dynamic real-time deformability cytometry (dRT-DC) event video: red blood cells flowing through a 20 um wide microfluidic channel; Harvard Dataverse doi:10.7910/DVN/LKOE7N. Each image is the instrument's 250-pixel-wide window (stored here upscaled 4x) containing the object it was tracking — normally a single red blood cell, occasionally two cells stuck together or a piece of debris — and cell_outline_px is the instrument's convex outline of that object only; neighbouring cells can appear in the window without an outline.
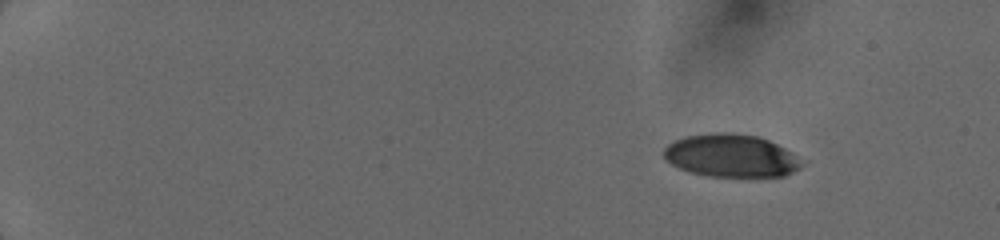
{"species": "human", "species_latin": "Homo sapiens", "temperature_condition": "cold", "stored_images_in_passage": 18, "camera_frame_rate_fps": 3000, "um_per_image_px": 0.085, "donor": {"sex": "female"}, "frame": {"image": 1, "passage_image": 1, "time_ms": 0.0, "image_size_px": [1000, 240], "cell_outline_px": [[804, 164], [800, 168], [784, 176], [708, 176], [692, 172], [680, 168], [664, 160], [664, 148], [668, 144], [684, 136], [716, 132], [736, 132], [756, 136], [768, 140], [792, 152]], "centroid_in_image_um": [62.13, 13.22], "position_along_channel_um": 22.9, "area_um2": 34.33}}
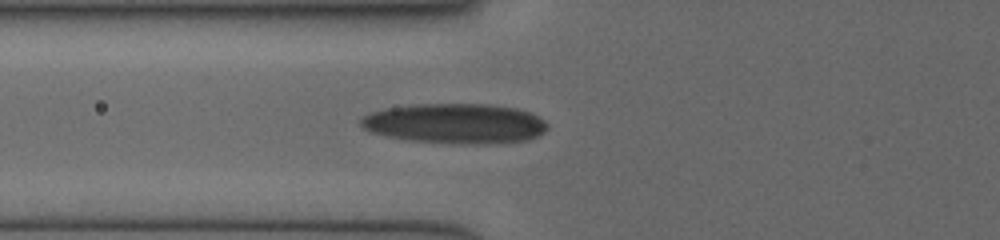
{"frame": {"image": 2, "passage_image": 11, "time_ms": 5.0, "image_size_px": [1000, 240], "cell_outline_px": [[548, 128], [544, 132], [528, 140], [496, 144], [448, 144], [412, 140], [388, 136], [372, 132], [364, 128], [360, 124], [360, 120], [364, 116], [372, 112], [388, 108], [412, 104], [488, 104], [516, 108], [528, 112], [544, 120], [548, 124]], "centroid_in_image_um": [38.73, 10.51], "position_along_channel_um": 87.1, "area_um2": 43.64}}
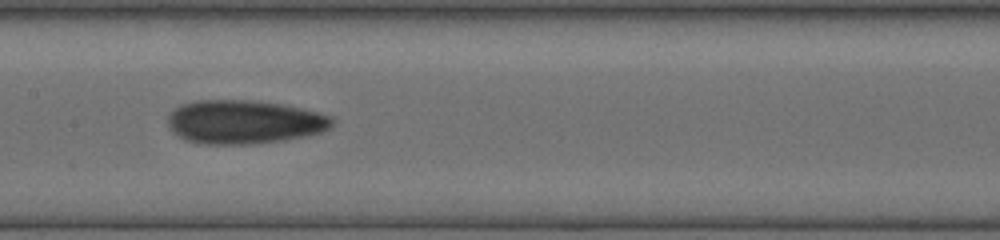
{"frame": {"image": 3, "passage_image": 16, "time_ms": 7.333, "image_size_px": [1000, 240], "cell_outline_px": [[332, 124], [328, 128], [320, 132], [304, 136], [280, 140], [252, 144], [204, 144], [188, 140], [172, 132], [168, 128], [168, 112], [180, 104], [196, 100], [260, 100], [320, 112], [332, 116]], "centroid_in_image_um": [20.7, 10.35], "position_along_channel_um": 186.7, "area_um2": 41.91}}